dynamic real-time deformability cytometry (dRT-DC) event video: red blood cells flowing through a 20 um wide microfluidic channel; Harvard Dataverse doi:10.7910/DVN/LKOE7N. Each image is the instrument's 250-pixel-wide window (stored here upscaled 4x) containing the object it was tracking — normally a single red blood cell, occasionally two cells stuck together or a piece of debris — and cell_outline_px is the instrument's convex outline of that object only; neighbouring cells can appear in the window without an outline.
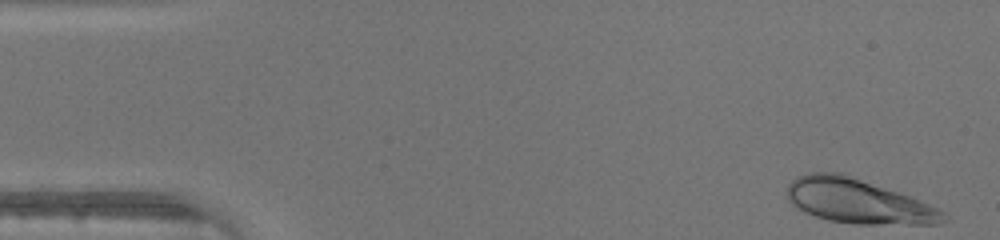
{"species": "human", "species_latin": "Homo sapiens", "temperature_condition": "warm", "stored_images_in_passage": 45, "camera_frame_rate_fps": 3000, "um_per_image_px": 0.085, "donor": {"sex": "male"}, "frame": {"image": 1, "passage_image": 1, "time_ms": 0.0, "image_size_px": [1000, 240], "cell_outline_px": [[948, 220], [936, 224], [856, 224], [828, 220], [804, 212], [792, 204], [788, 200], [788, 184], [796, 176], [808, 172], [840, 172], [908, 196], [936, 208], [944, 212]], "centroid_in_image_um": [72.88, 17.1], "position_along_channel_um": 12.1, "area_um2": 40.06}}
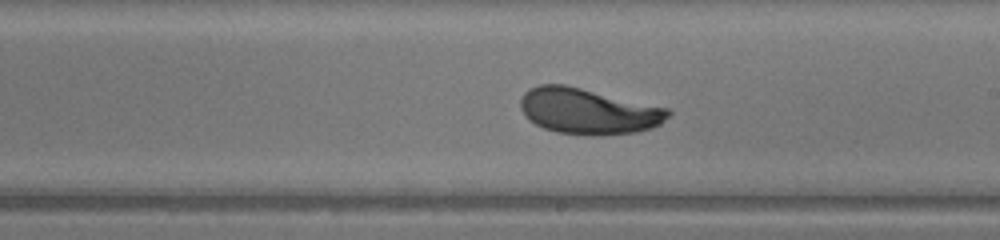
{"frame": {"image": 2, "passage_image": 25, "time_ms": 8.0, "image_size_px": [1000, 240], "cell_outline_px": [[672, 112], [660, 124], [652, 128], [636, 132], [600, 136], [592, 136], [556, 132], [544, 128], [536, 124], [520, 108], [520, 100], [524, 92], [528, 88], [540, 84], [564, 84], [668, 108]], "centroid_in_image_um": [50.0, 9.45], "position_along_channel_um": 239.0, "area_um2": 39.36}}
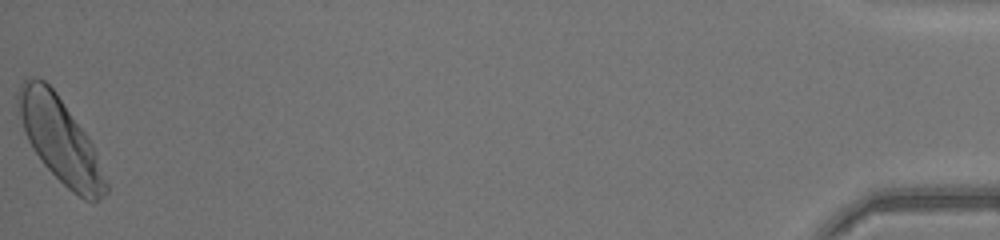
{"frame": {"image": 3, "passage_image": 45, "time_ms": 14.667, "image_size_px": [1000, 240], "cell_outline_px": [[108, 192], [100, 200], [84, 200], [72, 192], [40, 160], [32, 148], [28, 140], [20, 116], [16, 96], [20, 84], [24, 80], [32, 76], [36, 76], [44, 80], [56, 92], [88, 136], [96, 152], [108, 184]], "centroid_in_image_um": [5.12, 11.89], "position_along_channel_um": 430.1, "area_um2": 42.77}}